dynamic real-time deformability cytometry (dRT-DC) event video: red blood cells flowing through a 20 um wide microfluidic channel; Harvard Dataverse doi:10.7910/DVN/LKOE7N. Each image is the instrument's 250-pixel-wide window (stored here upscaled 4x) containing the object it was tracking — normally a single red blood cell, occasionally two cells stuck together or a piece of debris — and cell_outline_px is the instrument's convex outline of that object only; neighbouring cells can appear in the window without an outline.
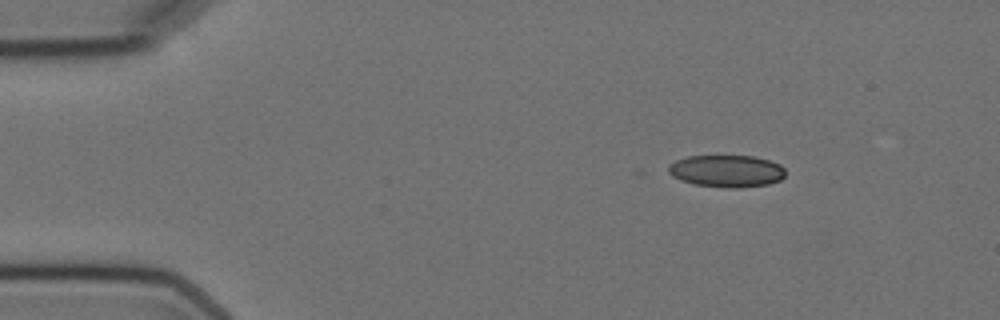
{"species": "Egyptian fruit bat (a non-hibernating species)", "species_latin": "Rousettus aegyptiacus", "temperature_condition": "cold", "stored_images_in_passage": 4, "camera_frame_rate_fps": 3000, "um_per_image_px": 0.085, "animal": {"sex": "female"}, "frame": {"image": 1, "passage_image": 2, "time_ms": 1.333, "image_size_px": [1000, 320], "cell_outline_px": [[784, 176], [780, 180], [768, 184], [740, 188], [724, 188], [692, 184], [680, 180], [672, 176], [668, 172], [668, 164], [676, 160], [688, 156], [752, 156], [768, 160], [780, 164], [784, 168]], "centroid_in_image_um": [61.73, 14.55], "position_along_channel_um": 23.3, "area_um2": 22.08}}